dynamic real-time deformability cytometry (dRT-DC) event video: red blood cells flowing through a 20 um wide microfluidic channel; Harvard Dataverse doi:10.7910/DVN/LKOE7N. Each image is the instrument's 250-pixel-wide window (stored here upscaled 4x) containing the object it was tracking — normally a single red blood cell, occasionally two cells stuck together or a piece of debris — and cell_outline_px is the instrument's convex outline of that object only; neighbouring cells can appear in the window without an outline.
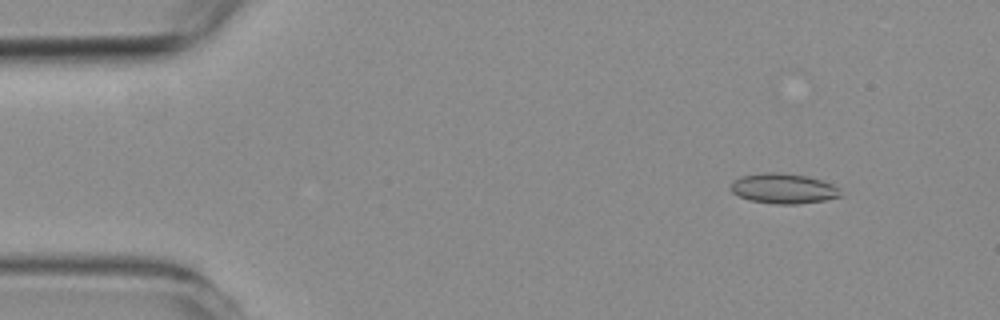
{"species": "common noctule bat (a hibernating species)", "species_latin": "Nyctalus noctula", "temperature_condition": "room temperature", "stored_images_in_passage": 15, "camera_frame_rate_fps": 3000, "um_per_image_px": 0.085, "animal": {"sex": "female", "body_mass_g": 19.3, "forearm_length_mm": 54.1}, "frame": {"image": 1, "passage_image": 2, "time_ms": 1.333, "image_size_px": [1000, 320], "cell_outline_px": [[840, 196], [824, 200], [796, 204], [776, 204], [748, 200], [732, 192], [728, 188], [732, 180], [740, 176], [764, 172], [780, 172], [808, 176], [824, 180], [832, 184], [836, 188]], "centroid_in_image_um": [66.51, 16.01], "position_along_channel_um": 18.5, "area_um2": 19.36}}